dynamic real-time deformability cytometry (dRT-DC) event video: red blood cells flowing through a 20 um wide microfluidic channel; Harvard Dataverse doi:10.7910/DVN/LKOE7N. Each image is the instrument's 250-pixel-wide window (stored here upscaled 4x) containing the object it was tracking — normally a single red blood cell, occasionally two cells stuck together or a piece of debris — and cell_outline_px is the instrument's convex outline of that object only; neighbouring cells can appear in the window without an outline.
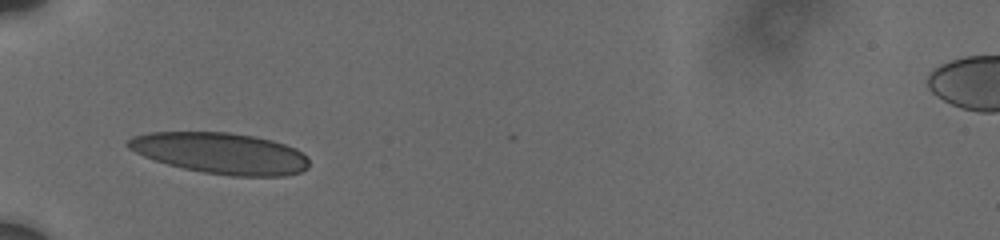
{"species": "human", "species_latin": "Homo sapiens", "temperature_condition": "cold", "stored_images_in_passage": 17, "camera_frame_rate_fps": 3000, "um_per_image_px": 0.085, "donor": {"sex": "male"}, "frame": {"image": 1, "passage_image": 1, "time_ms": 0.0, "image_size_px": [1000, 240], "cell_outline_px": [[308, 168], [300, 172], [288, 176], [232, 176], [204, 172], [184, 168], [168, 164], [144, 156], [128, 148], [124, 144], [132, 136], [148, 132], [228, 132], [252, 136], [272, 140], [296, 148], [308, 160]], "centroid_in_image_um": [18.74, 13.02], "position_along_channel_um": 66.3, "area_um2": 43.23}}
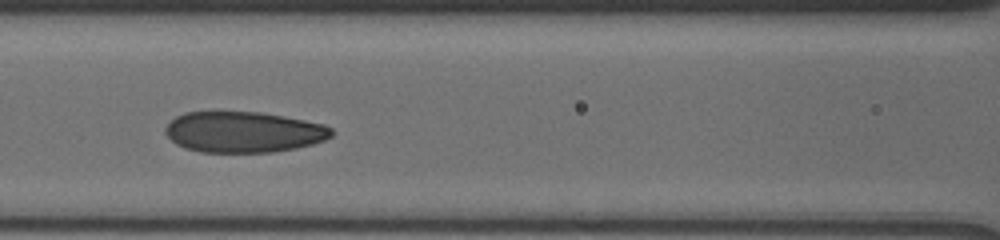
{"frame": {"image": 2, "passage_image": 12, "time_ms": 2.333, "image_size_px": [1000, 240], "cell_outline_px": [[332, 136], [324, 140], [312, 144], [296, 148], [272, 152], [200, 152], [184, 148], [176, 144], [164, 132], [164, 128], [176, 116], [184, 112], [260, 112], [284, 116], [324, 124], [332, 128]], "centroid_in_image_um": [20.69, 11.22], "position_along_channel_um": 145.9, "area_um2": 39.59}}
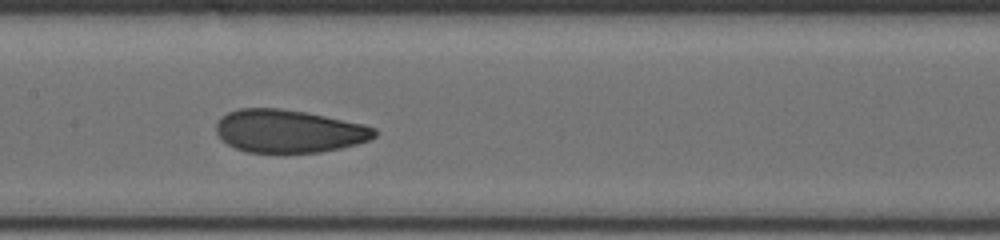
{"frame": {"image": 3, "passage_image": 16, "time_ms": 3.333, "image_size_px": [1000, 240], "cell_outline_px": [[376, 136], [368, 140], [356, 144], [340, 148], [320, 152], [244, 152], [220, 140], [216, 132], [216, 124], [228, 112], [240, 108], [280, 108], [304, 112], [364, 124], [376, 128]], "centroid_in_image_um": [24.53, 11.15], "position_along_channel_um": 182.9, "area_um2": 39.42}}